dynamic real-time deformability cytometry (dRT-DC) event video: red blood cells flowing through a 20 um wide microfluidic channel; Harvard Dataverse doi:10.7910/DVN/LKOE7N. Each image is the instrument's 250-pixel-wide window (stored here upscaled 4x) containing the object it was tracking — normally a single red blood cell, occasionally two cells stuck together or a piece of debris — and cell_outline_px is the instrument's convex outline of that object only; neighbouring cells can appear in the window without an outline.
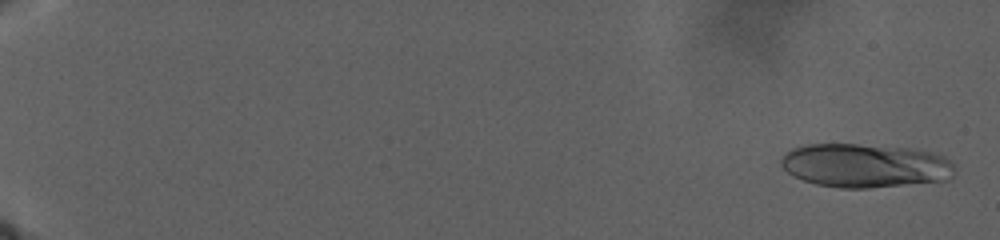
{"species": "human", "species_latin": "Homo sapiens", "temperature_condition": "warm", "stored_images_in_passage": 97, "camera_frame_rate_fps": 3000, "um_per_image_px": 0.085, "donor": {"sex": "male"}, "frame": {"image": 1, "passage_image": 2, "time_ms": 1.0, "image_size_px": [1000, 240], "cell_outline_px": [[956, 172], [948, 180], [868, 188], [840, 188], [816, 184], [792, 176], [780, 164], [780, 156], [784, 152], [792, 148], [808, 144], [856, 144], [908, 148], [932, 152], [944, 156], [956, 168]], "centroid_in_image_um": [73.51, 14.07], "position_along_channel_um": 11.5, "area_um2": 44.56}}
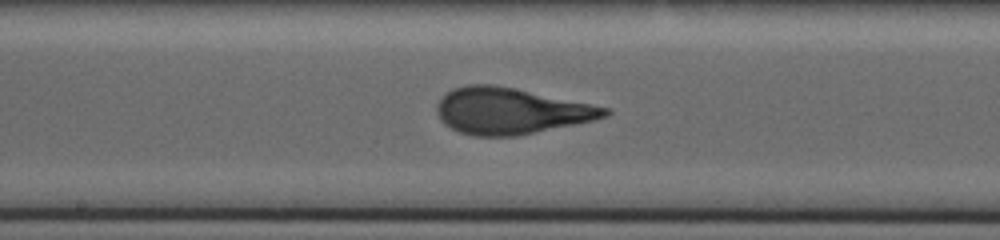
{"frame": {"image": 2, "passage_image": 56, "time_ms": 23.333, "image_size_px": [1000, 240], "cell_outline_px": [[612, 112], [608, 116], [592, 120], [516, 136], [472, 136], [460, 132], [444, 124], [440, 120], [436, 112], [436, 104], [440, 96], [444, 92], [452, 88], [464, 84], [492, 84], [592, 104], [608, 108]], "centroid_in_image_um": [43.32, 9.42], "position_along_channel_um": 204.9, "area_um2": 45.14}}
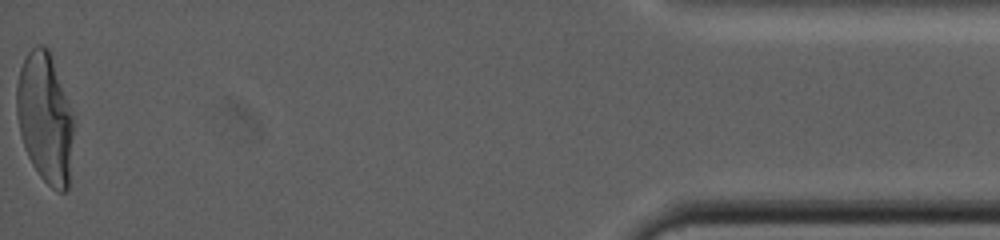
{"frame": {"image": 3, "passage_image": 97, "time_ms": 39.333, "image_size_px": [1000, 240], "cell_outline_px": [[76, 120], [68, 188], [64, 192], [56, 192], [40, 176], [32, 164], [28, 156], [20, 132], [16, 112], [16, 84], [20, 68], [28, 52], [36, 44], [44, 44], [48, 48]], "centroid_in_image_um": [3.86, 10.03], "position_along_channel_um": 431.3, "area_um2": 43.75}}